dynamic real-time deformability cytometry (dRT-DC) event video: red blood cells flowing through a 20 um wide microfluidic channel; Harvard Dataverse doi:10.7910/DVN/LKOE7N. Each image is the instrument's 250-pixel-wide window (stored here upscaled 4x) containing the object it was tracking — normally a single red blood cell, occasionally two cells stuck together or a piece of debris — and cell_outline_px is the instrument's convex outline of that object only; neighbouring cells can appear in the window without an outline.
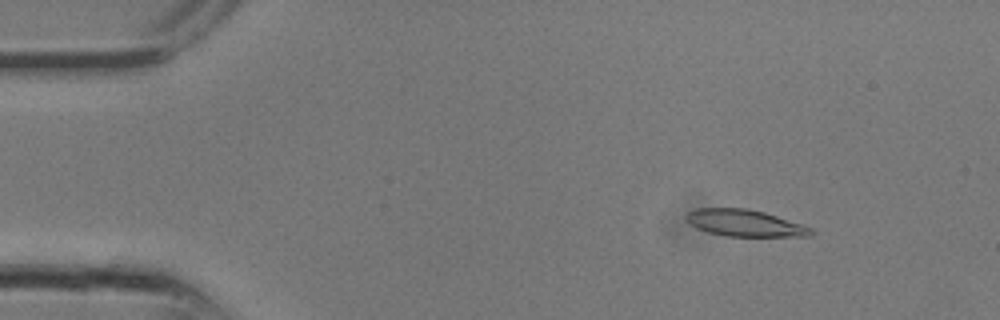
{"species": "common noctule bat (a hibernating species)", "species_latin": "Nyctalus noctula", "temperature_condition": "room temperature", "stored_images_in_passage": 13, "camera_frame_rate_fps": 3000, "um_per_image_px": 0.085, "animal": {"sex": "male", "body_mass_g": 13.3}, "frame": {"image": 1, "passage_image": 2, "time_ms": 0.333, "image_size_px": [1000, 320], "cell_outline_px": [[812, 236], [728, 236], [708, 232], [696, 228], [688, 224], [684, 220], [684, 216], [688, 212], [696, 208], [748, 208], [764, 212], [812, 228]], "centroid_in_image_um": [63.22, 18.95], "position_along_channel_um": 21.8, "area_um2": 19.42}}
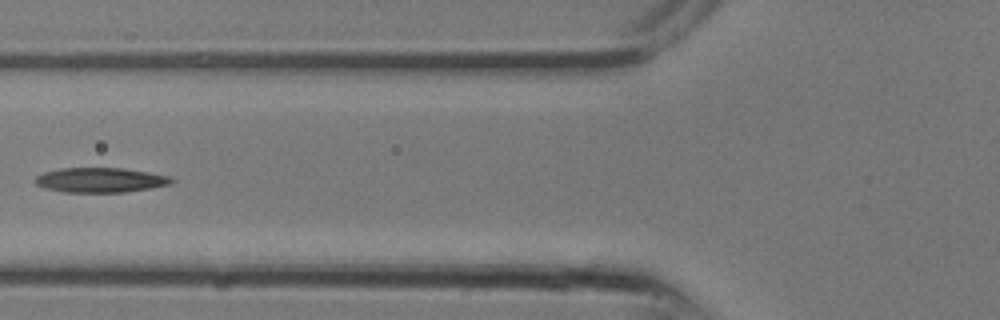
{"frame": {"image": 2, "passage_image": 9, "time_ms": 2.667, "image_size_px": [1000, 320], "cell_outline_px": [[176, 180], [172, 184], [152, 188], [124, 192], [64, 192], [44, 188], [36, 184], [32, 180], [36, 176], [44, 172], [60, 168], [124, 168], [172, 176]], "centroid_in_image_um": [8.56, 15.3], "position_along_channel_um": 117.2, "area_um2": 19.94}}
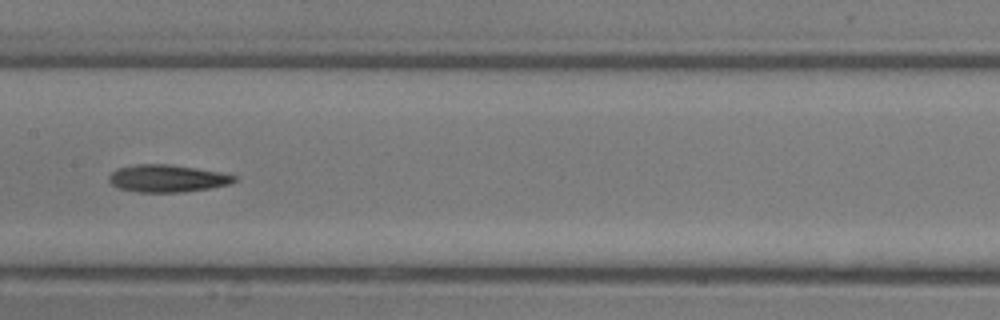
{"frame": {"image": 3, "passage_image": 12, "time_ms": 3.667, "image_size_px": [1000, 320], "cell_outline_px": [[236, 180], [228, 184], [208, 188], [184, 192], [136, 192], [120, 188], [112, 184], [108, 180], [108, 176], [116, 168], [136, 164], [172, 164], [220, 172], [236, 176]], "centroid_in_image_um": [14.17, 15.16], "position_along_channel_um": 193.2, "area_um2": 19.94}}